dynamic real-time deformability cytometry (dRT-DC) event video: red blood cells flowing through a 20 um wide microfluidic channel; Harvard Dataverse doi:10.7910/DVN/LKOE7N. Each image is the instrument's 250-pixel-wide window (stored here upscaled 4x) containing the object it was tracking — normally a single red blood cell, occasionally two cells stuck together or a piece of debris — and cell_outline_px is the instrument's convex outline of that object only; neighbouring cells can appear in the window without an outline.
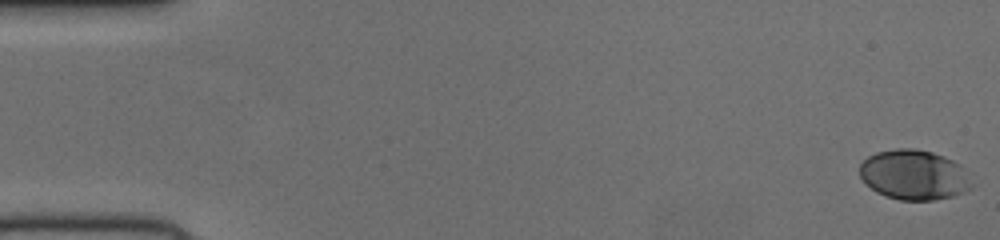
{"species": "human", "species_latin": "Homo sapiens", "temperature_condition": "cold", "stored_images_in_passage": 52, "camera_frame_rate_fps": 3000, "um_per_image_px": 0.085, "donor": {"sex": "female"}, "frame": {"image": 1, "passage_image": 1, "time_ms": 0.0, "image_size_px": [1000, 240], "cell_outline_px": [[972, 188], [952, 196], [936, 200], [900, 200], [884, 196], [876, 192], [860, 176], [860, 164], [868, 156], [876, 152], [896, 148], [916, 148], [932, 152], [944, 156], [960, 164], [972, 184]], "centroid_in_image_um": [77.68, 14.86], "position_along_channel_um": 7.3, "area_um2": 32.54}}
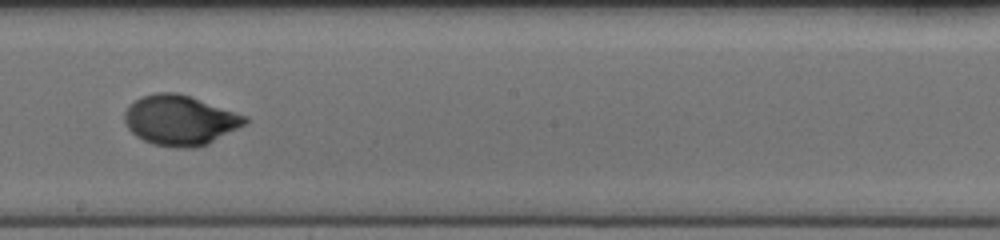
{"frame": {"image": 2, "passage_image": 30, "time_ms": 9.667, "image_size_px": [1000, 240], "cell_outline_px": [[248, 120], [244, 124], [208, 144], [196, 148], [176, 148], [152, 144], [136, 136], [128, 128], [124, 120], [124, 112], [140, 96], [156, 92], [176, 92], [248, 116]], "centroid_in_image_um": [15.28, 10.23], "position_along_channel_um": 232.9, "area_um2": 34.85}}
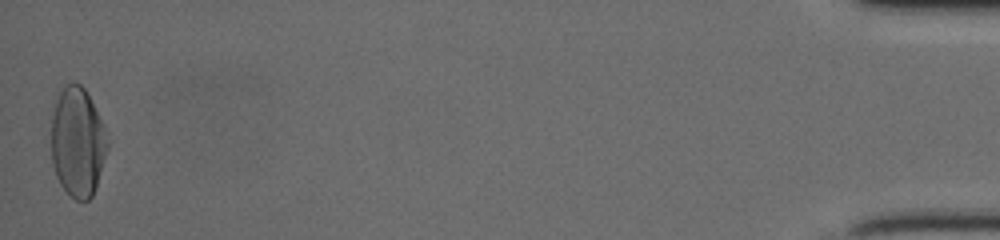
{"frame": {"image": 3, "passage_image": 52, "time_ms": 17.0, "image_size_px": [1000, 240], "cell_outline_px": [[108, 148], [92, 196], [88, 200], [76, 200], [60, 184], [56, 176], [52, 164], [52, 116], [56, 92], [64, 84], [72, 80], [80, 84], [84, 88], [104, 128], [108, 144]], "centroid_in_image_um": [6.55, 12.02], "position_along_channel_um": 428.6, "area_um2": 35.66}}